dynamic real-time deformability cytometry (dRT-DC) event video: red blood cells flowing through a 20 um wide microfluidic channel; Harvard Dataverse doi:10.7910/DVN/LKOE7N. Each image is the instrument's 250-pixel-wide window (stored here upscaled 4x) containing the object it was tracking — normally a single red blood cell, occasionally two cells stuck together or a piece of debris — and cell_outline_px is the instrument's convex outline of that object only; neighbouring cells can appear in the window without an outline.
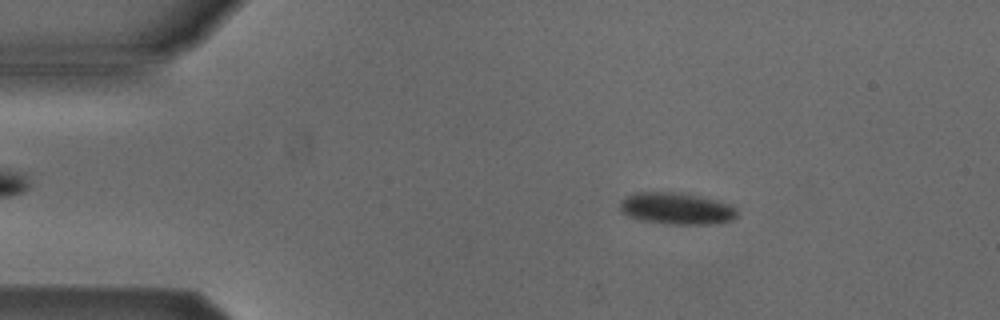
{"species": "Egyptian fruit bat (a non-hibernating species)", "species_latin": "Rousettus aegyptiacus", "temperature_condition": "cold", "stored_images_in_passage": 52, "camera_frame_rate_fps": 3000, "um_per_image_px": 0.085, "animal": {"sex": "male"}, "frame": {"image": 1, "passage_image": 8, "time_ms": 2.333, "image_size_px": [1000, 320], "cell_outline_px": [[736, 216], [732, 220], [708, 224], [664, 224], [640, 220], [628, 216], [620, 212], [620, 200], [636, 192], [680, 192], [716, 200], [728, 204], [736, 208]], "centroid_in_image_um": [57.45, 17.72], "position_along_channel_um": 27.5, "area_um2": 21.68}}
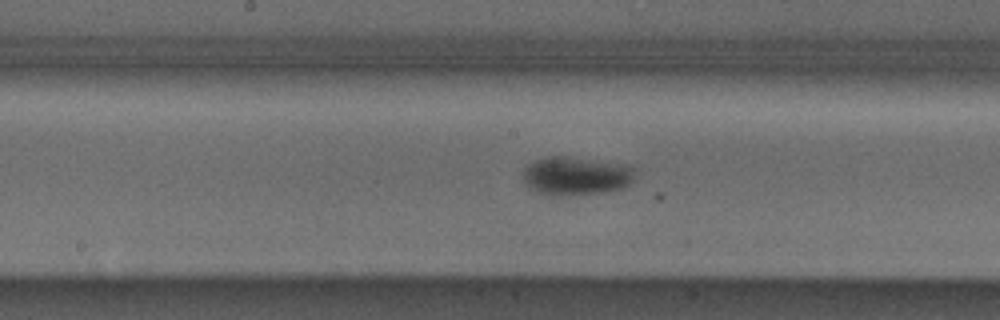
{"frame": {"image": 2, "passage_image": 26, "time_ms": 8.333, "image_size_px": [1000, 320], "cell_outline_px": [[632, 184], [624, 188], [604, 192], [560, 196], [548, 196], [528, 188], [524, 180], [524, 168], [528, 164], [536, 160], [548, 156], [564, 156], [616, 164], [632, 168]], "centroid_in_image_um": [48.88, 14.98], "position_along_channel_um": 199.3, "area_um2": 24.74}}
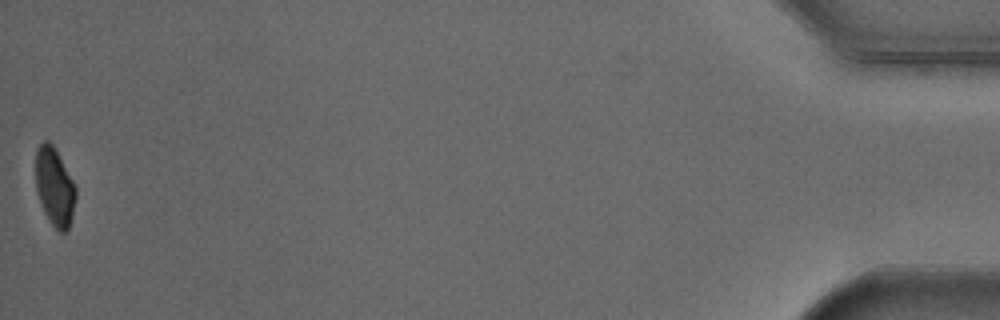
{"frame": {"image": 3, "passage_image": 52, "time_ms": 17.0, "image_size_px": [1000, 320], "cell_outline_px": [[76, 200], [72, 216], [68, 228], [64, 232], [60, 232], [52, 224], [44, 212], [36, 192], [36, 152], [40, 144], [44, 140], [48, 140], [52, 144], [72, 180], [76, 188]], "centroid_in_image_um": [4.63, 15.89], "position_along_channel_um": 430.6, "area_um2": 17.98}, "authors_computed_cell_mechanics": {"area_um2": 21.8484, "velocity_mm_per_s": 3.8464, "shape_relaxation_time_tau1_ms": 3.9066, "shape_relaxation_time_tau2_ms": null, "deformation_change_tau1": 0.0935, "deformation_change_tau2": null}}